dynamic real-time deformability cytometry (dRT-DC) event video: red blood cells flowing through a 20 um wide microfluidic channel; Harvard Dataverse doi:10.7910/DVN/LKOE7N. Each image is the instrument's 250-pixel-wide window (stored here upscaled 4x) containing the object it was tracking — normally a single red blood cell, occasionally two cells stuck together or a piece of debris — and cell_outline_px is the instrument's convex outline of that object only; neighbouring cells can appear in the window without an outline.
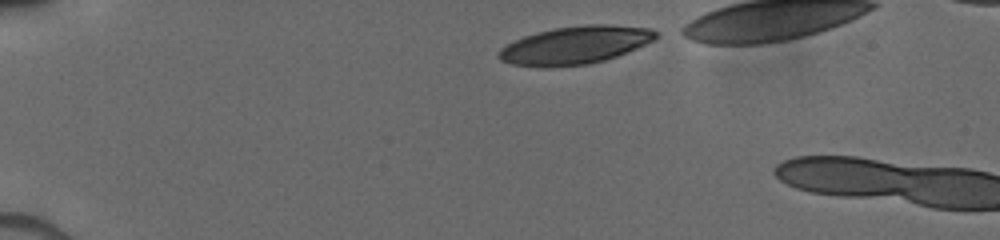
{"species": "human", "species_latin": "Homo sapiens", "temperature_condition": "cold", "stored_images_in_passage": 2, "camera_frame_rate_fps": 3000, "um_per_image_px": 0.085, "donor": {"sex": "male"}, "frame": {"image": 1, "passage_image": 1, "time_ms": 0.0, "image_size_px": [1000, 240], "cell_outline_px": [[660, 36], [656, 40], [628, 52], [604, 60], [588, 64], [544, 68], [512, 64], [500, 60], [496, 56], [496, 52], [500, 48], [524, 36], [536, 32], [556, 28], [584, 24], [612, 24], [652, 28], [660, 32]], "centroid_in_image_um": [48.93, 3.83], "position_along_channel_um": 36.1, "area_um2": 35.2}}